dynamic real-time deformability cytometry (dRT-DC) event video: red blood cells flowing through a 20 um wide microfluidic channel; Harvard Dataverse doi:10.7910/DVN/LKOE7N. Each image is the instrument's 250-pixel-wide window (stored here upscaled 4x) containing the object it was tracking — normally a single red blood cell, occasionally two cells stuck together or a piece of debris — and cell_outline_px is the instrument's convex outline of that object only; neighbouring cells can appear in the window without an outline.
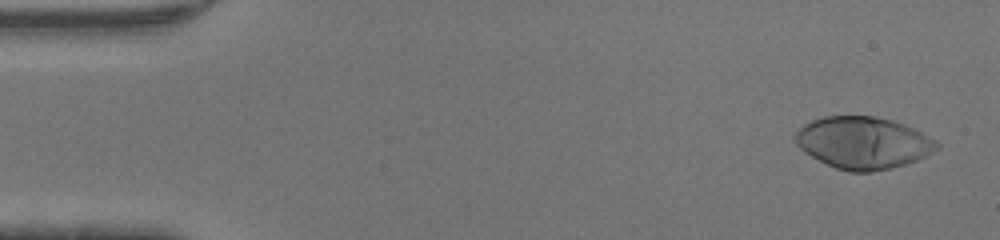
{"species": "human", "species_latin": "Homo sapiens", "temperature_condition": "warm", "stored_images_in_passage": 46, "camera_frame_rate_fps": 3000, "um_per_image_px": 0.085, "donor": {"sex": "male"}, "frame": {"image": 1, "passage_image": 2, "time_ms": 0.333, "image_size_px": [1000, 240], "cell_outline_px": [[940, 144], [932, 152], [916, 160], [904, 164], [872, 172], [848, 172], [836, 168], [804, 152], [796, 144], [796, 132], [804, 124], [812, 120], [824, 116], [876, 116], [892, 120], [912, 128], [936, 140]], "centroid_in_image_um": [73.35, 12.13], "position_along_channel_um": 11.7, "area_um2": 42.43}}
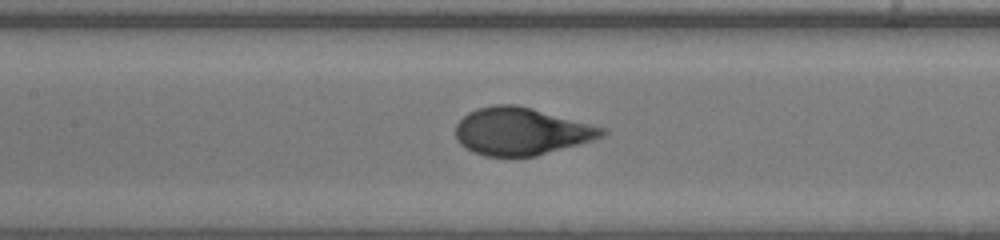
{"frame": {"image": 2, "passage_image": 21, "time_ms": 6.667, "image_size_px": [1000, 240], "cell_outline_px": [[608, 132], [604, 136], [592, 140], [536, 156], [484, 156], [472, 152], [460, 144], [456, 140], [456, 124], [468, 112], [476, 108], [496, 104], [516, 104], [532, 108], [608, 128]], "centroid_in_image_um": [44.31, 11.16], "position_along_channel_um": 163.1, "area_um2": 40.63}}
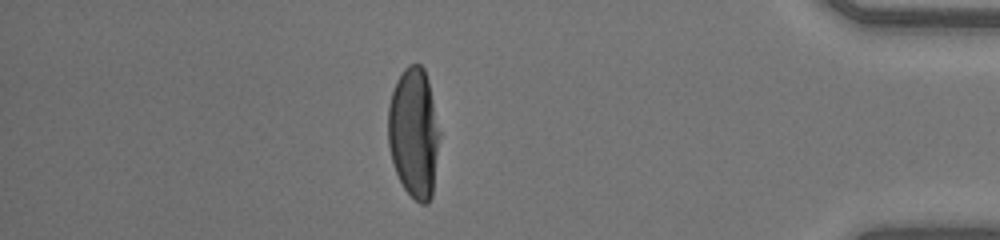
{"frame": {"image": 3, "passage_image": 40, "time_ms": 13.0, "image_size_px": [1000, 240], "cell_outline_px": [[440, 136], [432, 196], [428, 204], [420, 204], [404, 188], [396, 172], [392, 160], [388, 144], [388, 104], [396, 80], [404, 68], [408, 64], [420, 64], [424, 68], [428, 80], [440, 132]], "centroid_in_image_um": [35.18, 11.28], "position_along_channel_um": 400.0, "area_um2": 39.13}}